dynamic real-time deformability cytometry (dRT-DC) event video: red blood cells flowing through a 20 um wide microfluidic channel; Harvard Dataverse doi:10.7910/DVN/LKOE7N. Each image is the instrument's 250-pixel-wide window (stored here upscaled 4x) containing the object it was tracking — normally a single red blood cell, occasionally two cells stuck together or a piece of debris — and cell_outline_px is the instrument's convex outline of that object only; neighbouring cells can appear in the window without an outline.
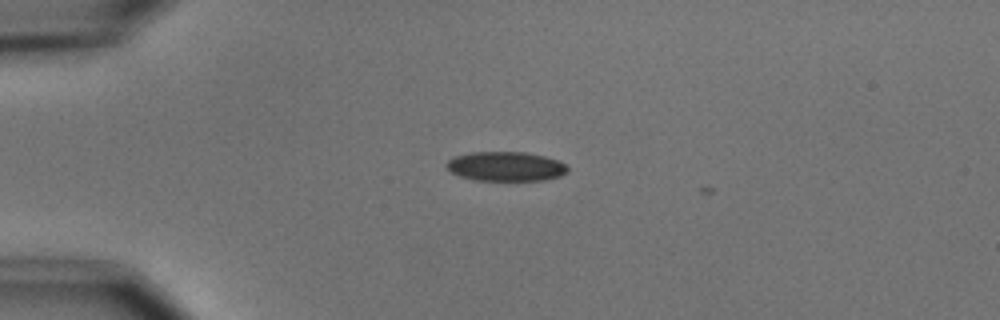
{"species": "common noctule bat (a hibernating species)", "species_latin": "Nyctalus noctula", "temperature_condition": "cold", "stored_images_in_passage": 2, "camera_frame_rate_fps": 3000, "um_per_image_px": 0.085, "animal": {"sex": "male", "body_mass_g": 15.6}, "frame": {"image": 1, "passage_image": 1, "time_ms": 0.0, "image_size_px": [1000, 320], "cell_outline_px": [[568, 172], [560, 176], [544, 180], [476, 180], [460, 176], [452, 172], [444, 164], [452, 156], [472, 152], [524, 152], [544, 156], [560, 160], [568, 168]], "centroid_in_image_um": [42.99, 14.13], "position_along_channel_um": 42.0, "area_um2": 20.81}}